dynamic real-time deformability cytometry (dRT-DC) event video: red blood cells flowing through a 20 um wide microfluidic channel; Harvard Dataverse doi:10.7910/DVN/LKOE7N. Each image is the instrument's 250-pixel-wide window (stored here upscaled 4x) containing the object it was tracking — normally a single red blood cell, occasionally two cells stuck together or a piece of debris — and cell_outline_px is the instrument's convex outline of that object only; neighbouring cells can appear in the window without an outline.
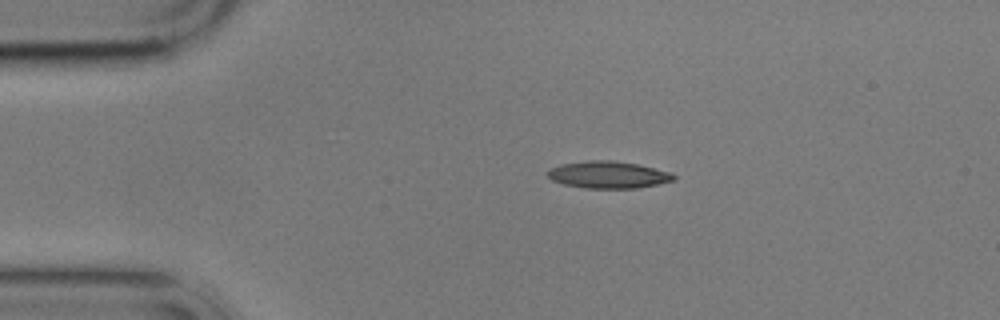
{"species": "common noctule bat (a hibernating species)", "species_latin": "Nyctalus noctula", "temperature_condition": "cold", "stored_images_in_passage": 10, "camera_frame_rate_fps": 3000, "um_per_image_px": 0.085, "animal": {"sex": "male", "body_mass_g": 17.9}, "frame": {"image": 1, "passage_image": 2, "time_ms": 2.0, "image_size_px": [1000, 320], "cell_outline_px": [[676, 180], [636, 188], [584, 188], [564, 184], [552, 180], [548, 176], [548, 168], [560, 164], [588, 160], [612, 160], [636, 164], [668, 172], [676, 176]], "centroid_in_image_um": [51.65, 14.85], "position_along_channel_um": 33.3, "area_um2": 19.71}}
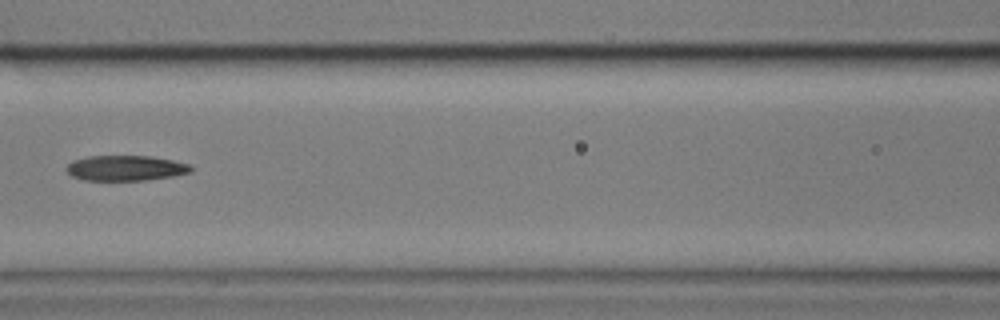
{"frame": {"image": 2, "passage_image": 6, "time_ms": 6.667, "image_size_px": [1000, 320], "cell_outline_px": [[192, 172], [176, 176], [144, 180], [84, 180], [72, 176], [64, 168], [72, 160], [88, 156], [152, 156], [172, 160], [188, 164], [192, 168]], "centroid_in_image_um": [10.67, 14.28], "position_along_channel_um": 155.9, "area_um2": 18.44}}
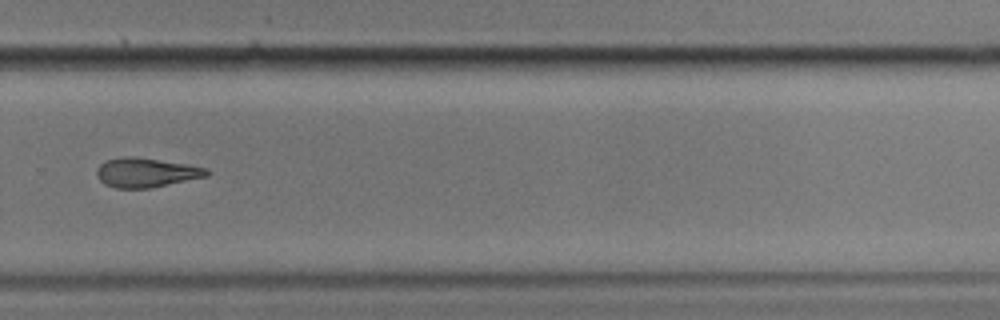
{"frame": {"image": 3, "passage_image": 10, "time_ms": 11.333, "image_size_px": [1000, 320], "cell_outline_px": [[212, 172], [208, 176], [148, 188], [116, 188], [104, 184], [96, 176], [96, 168], [104, 160], [124, 156], [132, 156], [188, 164], [208, 168]], "centroid_in_image_um": [12.41, 14.66], "position_along_channel_um": 317.4, "area_um2": 18.96}}